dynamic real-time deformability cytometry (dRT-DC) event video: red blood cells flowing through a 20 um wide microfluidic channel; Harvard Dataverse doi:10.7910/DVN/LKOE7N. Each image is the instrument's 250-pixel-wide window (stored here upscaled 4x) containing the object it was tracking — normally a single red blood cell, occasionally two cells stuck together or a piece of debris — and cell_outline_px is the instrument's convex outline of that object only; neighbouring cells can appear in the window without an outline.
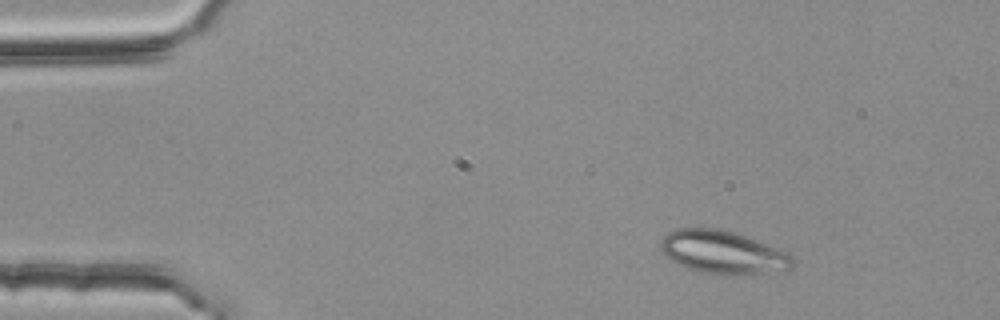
{"species": "common noctule bat (a hibernating species)", "species_latin": "Nyctalus noctula", "temperature_condition": "room temperature", "stored_images_in_passage": 45, "camera_frame_rate_fps": 3000, "um_per_image_px": 0.085, "animal": {"sex": "female", "body_mass_g": 25.1}, "frame": {"image": 1, "passage_image": 1, "time_ms": 0.0, "image_size_px": [1000, 320], "cell_outline_px": [[796, 260], [792, 268], [764, 272], [700, 272], [684, 268], [676, 264], [664, 256], [660, 248], [660, 240], [668, 232], [676, 228], [720, 228], [744, 236], [788, 252]], "centroid_in_image_um": [61.36, 21.4], "position_along_channel_um": 23.6, "area_um2": 32.43}}
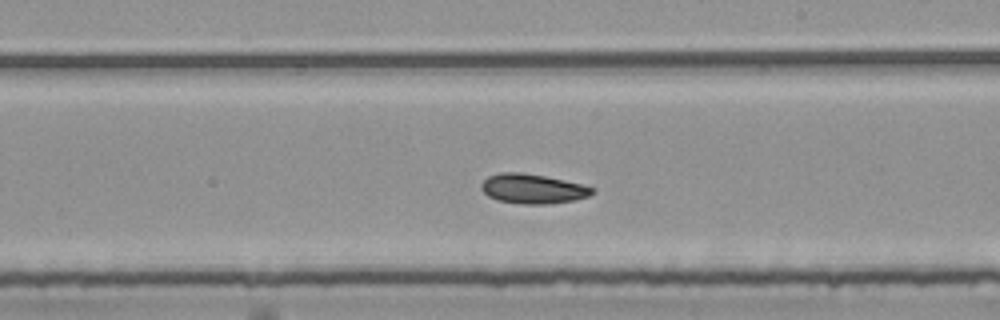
{"frame": {"image": 2, "passage_image": 25, "time_ms": 8.0, "image_size_px": [1000, 320], "cell_outline_px": [[596, 192], [588, 196], [576, 200], [548, 204], [524, 204], [496, 200], [488, 196], [480, 188], [480, 184], [488, 176], [500, 172], [524, 172], [564, 180], [596, 188]], "centroid_in_image_um": [45.28, 16.04], "position_along_channel_um": 243.7, "area_um2": 19.31}}
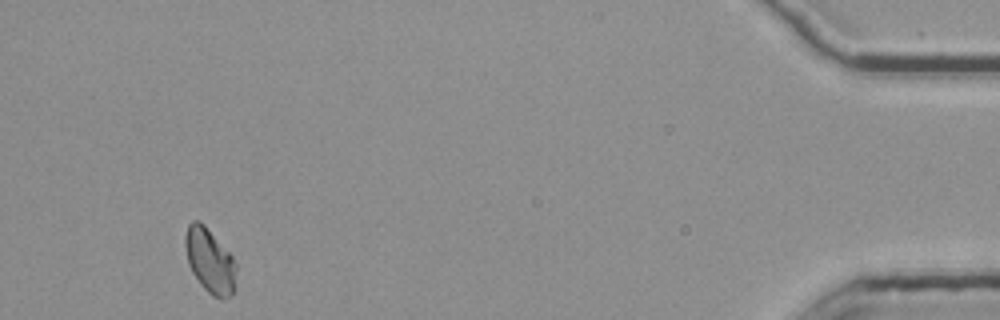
{"frame": {"image": 3, "passage_image": 45, "time_ms": 14.667, "image_size_px": [1000, 320], "cell_outline_px": [[236, 268], [232, 292], [224, 300], [220, 300], [212, 296], [200, 284], [192, 272], [188, 264], [184, 244], [184, 236], [188, 224], [192, 220], [200, 220], [204, 224], [232, 256], [236, 264]], "centroid_in_image_um": [17.8, 22.14], "position_along_channel_um": 417.4, "area_um2": 19.13}, "authors_computed_cell_mechanics": {"area_um2": 19.1318, "velocity_mm_per_s": 3.7408, "shape_relaxation_time_tau1_ms": 7.4241, "shape_relaxation_time_tau2_ms": 2.8116, "deformation_change_tau1": 0.1151, "deformation_change_tau2": 0.0594}}